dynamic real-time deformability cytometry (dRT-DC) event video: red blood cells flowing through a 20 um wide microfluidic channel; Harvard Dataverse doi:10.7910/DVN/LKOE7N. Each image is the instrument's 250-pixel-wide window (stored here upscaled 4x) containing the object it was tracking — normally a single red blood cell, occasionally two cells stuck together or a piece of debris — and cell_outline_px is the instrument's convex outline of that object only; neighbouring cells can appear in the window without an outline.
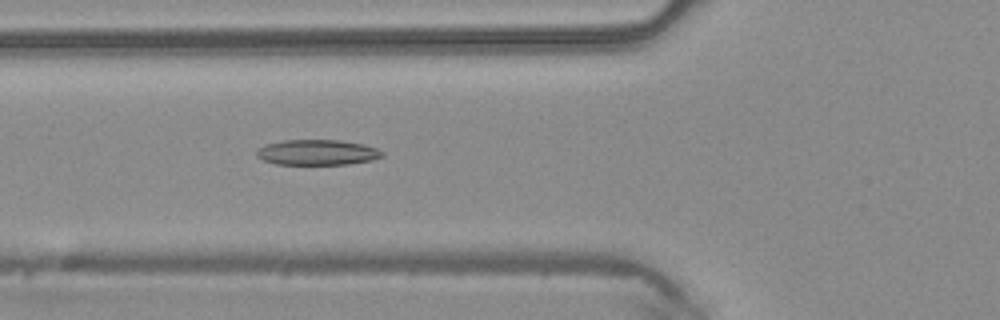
{"species": "common noctule bat (a hibernating species)", "species_latin": "Nyctalus noctula", "temperature_condition": "warm", "stored_images_in_passage": 47, "camera_frame_rate_fps": 3000, "um_per_image_px": 0.085, "animal": {"sex": "male", "body_mass_g": 20.4}, "frame": {"image": 1, "passage_image": 17, "time_ms": 5.333, "image_size_px": [1000, 320], "cell_outline_px": [[384, 156], [372, 160], [348, 164], [276, 164], [264, 160], [256, 156], [256, 152], [264, 144], [284, 140], [340, 140], [364, 144], [376, 148], [384, 152]], "centroid_in_image_um": [26.98, 12.95], "position_along_channel_um": 98.8, "area_um2": 18.61}}
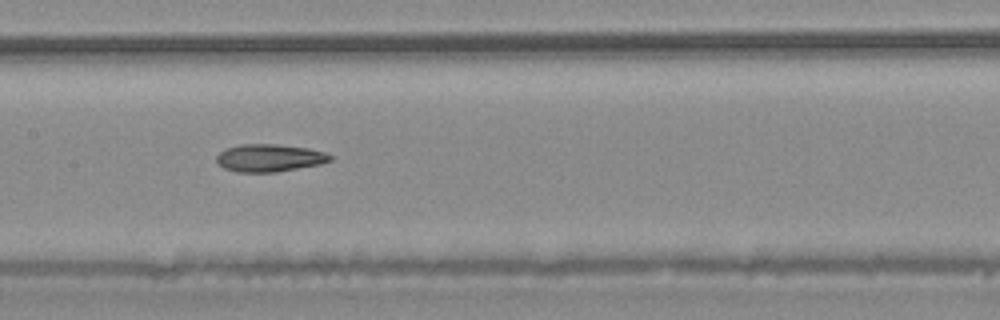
{"frame": {"image": 2, "passage_image": 23, "time_ms": 7.333, "image_size_px": [1000, 320], "cell_outline_px": [[332, 160], [320, 164], [276, 172], [236, 172], [224, 168], [216, 160], [216, 156], [224, 148], [240, 144], [276, 144], [308, 148], [324, 152], [332, 156]], "centroid_in_image_um": [22.88, 13.42], "position_along_channel_um": 184.5, "area_um2": 18.26}}
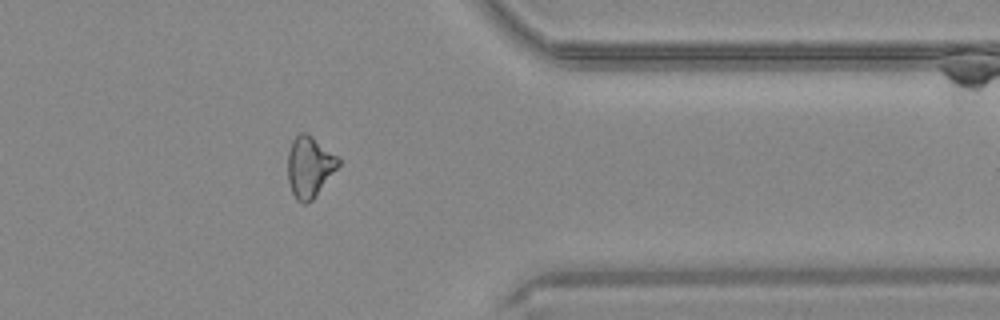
{"frame": {"image": 3, "passage_image": 38, "time_ms": 12.333, "image_size_px": [1000, 320], "cell_outline_px": [[340, 164], [312, 200], [304, 204], [300, 204], [296, 200], [292, 192], [288, 180], [288, 152], [292, 140], [300, 132], [304, 132], [312, 136], [336, 156], [340, 160]], "centroid_in_image_um": [26.28, 14.19], "position_along_channel_um": 385.1, "area_um2": 17.74}, "authors_computed_cell_mechanics": {"area_um2": 19.074, "velocity_mm_per_s": 4.2595, "shape_relaxation_time_tau1_ms": 10.6884, "shape_relaxation_time_tau2_ms": 3.8184, "deformation_change_tau1": 0.2225, "deformation_change_tau2": 0.1293}}